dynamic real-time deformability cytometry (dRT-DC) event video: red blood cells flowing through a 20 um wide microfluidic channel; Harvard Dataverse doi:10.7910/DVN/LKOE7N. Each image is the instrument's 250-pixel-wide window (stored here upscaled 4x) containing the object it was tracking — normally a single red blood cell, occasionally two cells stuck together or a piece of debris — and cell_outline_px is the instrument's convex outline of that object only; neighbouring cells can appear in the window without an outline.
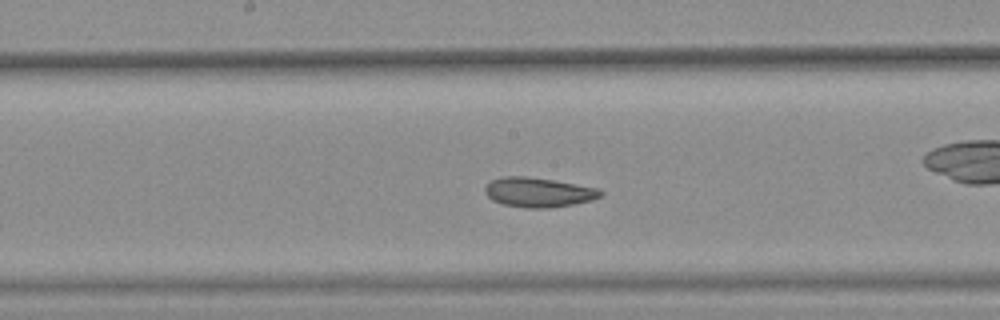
{"species": "common noctule bat (a hibernating species)", "species_latin": "Nyctalus noctula", "temperature_condition": "warm", "stored_images_in_passage": 44, "camera_frame_rate_fps": 3000, "um_per_image_px": 0.085, "animal": {"sex": "female", "body_mass_g": 25.1}, "frame": {"image": 1, "passage_image": 26, "time_ms": 8.333, "image_size_px": [1000, 320], "cell_outline_px": [[604, 192], [600, 196], [592, 200], [552, 208], [524, 208], [504, 204], [492, 200], [484, 192], [484, 188], [492, 180], [500, 176], [528, 176], [600, 188]], "centroid_in_image_um": [45.76, 16.34], "position_along_channel_um": 202.4, "area_um2": 20.0}}
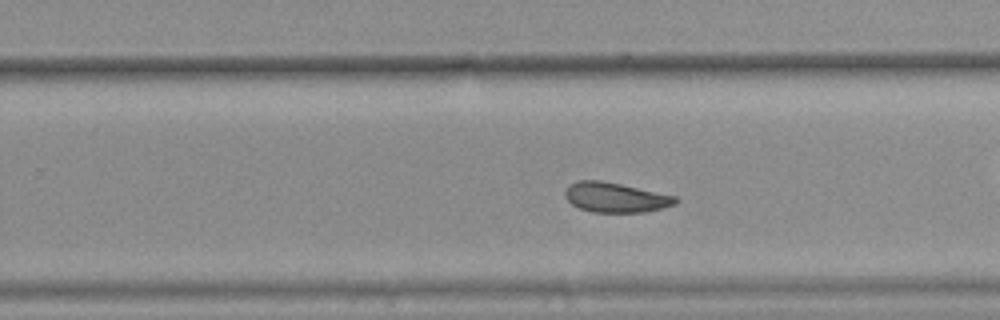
{"frame": {"image": 2, "passage_image": 32, "time_ms": 10.333, "image_size_px": [1000, 320], "cell_outline_px": [[676, 204], [644, 212], [592, 212], [580, 208], [572, 204], [564, 196], [564, 192], [568, 184], [576, 180], [600, 180], [620, 184], [676, 196]], "centroid_in_image_um": [52.26, 16.77], "position_along_channel_um": 277.5, "area_um2": 19.07}, "authors_computed_cell_mechanics": {"area_um2": 20.3167, "velocity_mm_per_s": 3.7691, "shape_relaxation_time_tau1_ms": null, "shape_relaxation_time_tau2_ms": 2.5583, "deformation_change_tau1": null, "deformation_change_tau2": 0.081}}